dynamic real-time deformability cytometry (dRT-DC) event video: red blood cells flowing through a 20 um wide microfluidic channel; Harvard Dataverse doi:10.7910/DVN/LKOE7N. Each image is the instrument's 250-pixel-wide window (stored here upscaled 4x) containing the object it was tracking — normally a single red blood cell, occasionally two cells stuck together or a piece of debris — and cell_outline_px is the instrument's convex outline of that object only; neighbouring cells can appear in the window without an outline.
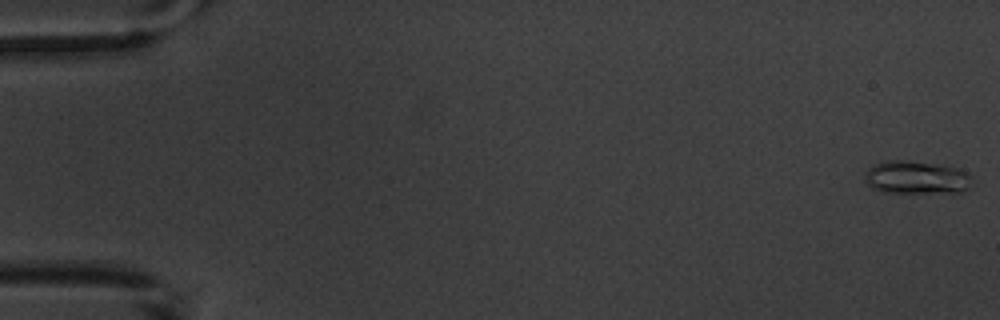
{"species": "common noctule bat (a hibernating species)", "species_latin": "Nyctalus noctula", "temperature_condition": "warm", "stored_images_in_passage": 5, "camera_frame_rate_fps": 3000, "um_per_image_px": 0.085, "animal": {"sex": "male", "body_mass_g": 20.1, "forearm_length_mm": 53.5}, "frame": {"image": 1, "passage_image": 1, "time_ms": 0.0, "image_size_px": [1000, 320], "cell_outline_px": [[972, 176], [968, 188], [960, 192], [884, 192], [872, 188], [864, 180], [864, 172], [868, 168], [876, 164], [888, 160], [900, 160], [944, 164], [960, 168]], "centroid_in_image_um": [77.89, 15.07], "position_along_channel_um": 7.1, "area_um2": 20.75}}